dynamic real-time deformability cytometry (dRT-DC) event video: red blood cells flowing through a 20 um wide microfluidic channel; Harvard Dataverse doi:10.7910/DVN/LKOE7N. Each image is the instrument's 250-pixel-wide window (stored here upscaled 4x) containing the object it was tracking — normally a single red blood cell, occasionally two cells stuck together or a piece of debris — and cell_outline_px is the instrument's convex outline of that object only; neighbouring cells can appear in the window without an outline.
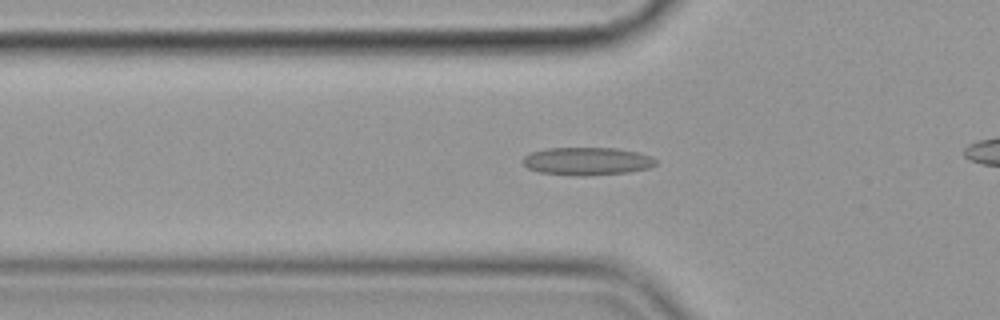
{"species": "common noctule bat (a hibernating species)", "species_latin": "Nyctalus noctula", "temperature_condition": "cold", "stored_images_in_passage": 49, "camera_frame_rate_fps": 3000, "um_per_image_px": 0.085, "animal": {"sex": "female", "body_mass_g": 19.9}, "frame": {"image": 1, "passage_image": 19, "time_ms": 6.0, "image_size_px": [1000, 320], "cell_outline_px": [[656, 164], [648, 168], [628, 172], [584, 176], [540, 172], [528, 168], [524, 164], [524, 156], [532, 152], [544, 148], [616, 148], [636, 152], [652, 156], [656, 160]], "centroid_in_image_um": [49.91, 13.69], "position_along_channel_um": 75.9, "area_um2": 21.39}}
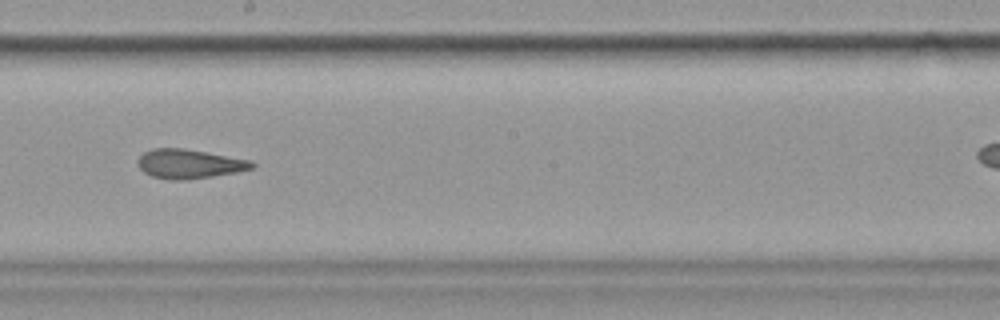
{"frame": {"image": 2, "passage_image": 32, "time_ms": 10.333, "image_size_px": [1000, 320], "cell_outline_px": [[256, 164], [252, 168], [236, 172], [188, 180], [168, 180], [152, 176], [144, 172], [136, 164], [136, 160], [144, 152], [152, 148], [184, 148], [252, 160]], "centroid_in_image_um": [16.06, 13.93], "position_along_channel_um": 232.1, "area_um2": 19.59}}
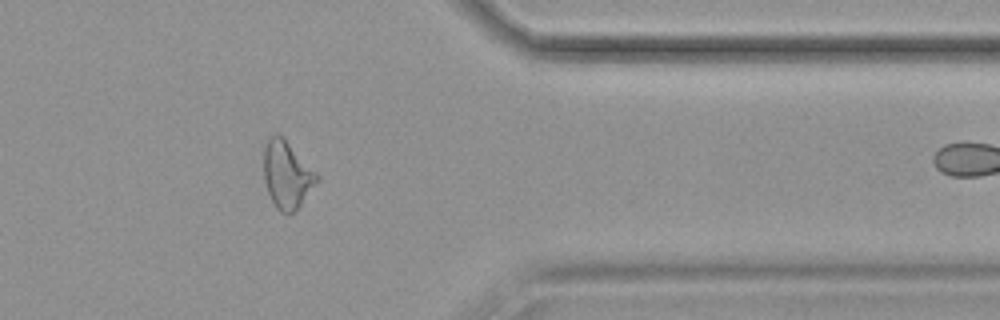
{"frame": {"image": 3, "passage_image": 46, "time_ms": 15.0, "image_size_px": [1000, 320], "cell_outline_px": [[320, 180], [300, 204], [292, 212], [280, 212], [276, 208], [268, 192], [264, 180], [264, 148], [268, 140], [276, 132], [320, 176]], "centroid_in_image_um": [24.38, 14.87], "position_along_channel_um": 387.0, "area_um2": 20.17}}